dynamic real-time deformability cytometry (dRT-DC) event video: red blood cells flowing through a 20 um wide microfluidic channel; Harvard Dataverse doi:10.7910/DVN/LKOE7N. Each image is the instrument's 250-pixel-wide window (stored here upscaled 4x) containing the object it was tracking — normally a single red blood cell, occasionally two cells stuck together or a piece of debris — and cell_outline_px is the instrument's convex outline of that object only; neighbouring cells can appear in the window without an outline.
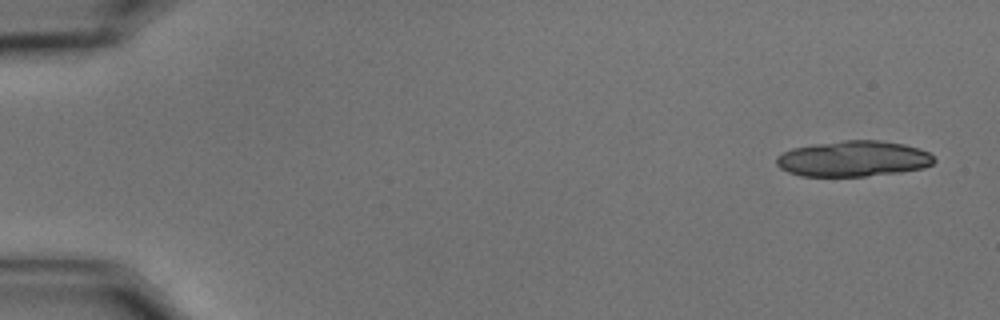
{"species": "common noctule bat (a hibernating species)", "species_latin": "Nyctalus noctula", "temperature_condition": "cold", "stored_images_in_passage": 22, "camera_frame_rate_fps": 3000, "um_per_image_px": 0.085, "animal": {"sex": "male", "body_mass_g": 15.6}, "frame": {"image": 1, "passage_image": 1, "time_ms": 0.0, "image_size_px": [1000, 320], "cell_outline_px": [[936, 160], [932, 164], [924, 168], [900, 172], [864, 176], [800, 176], [788, 172], [780, 168], [776, 164], [776, 156], [792, 148], [816, 144], [844, 140], [880, 140], [904, 144], [920, 148], [928, 152]], "centroid_in_image_um": [72.54, 13.49], "position_along_channel_um": 12.5, "area_um2": 32.89}}